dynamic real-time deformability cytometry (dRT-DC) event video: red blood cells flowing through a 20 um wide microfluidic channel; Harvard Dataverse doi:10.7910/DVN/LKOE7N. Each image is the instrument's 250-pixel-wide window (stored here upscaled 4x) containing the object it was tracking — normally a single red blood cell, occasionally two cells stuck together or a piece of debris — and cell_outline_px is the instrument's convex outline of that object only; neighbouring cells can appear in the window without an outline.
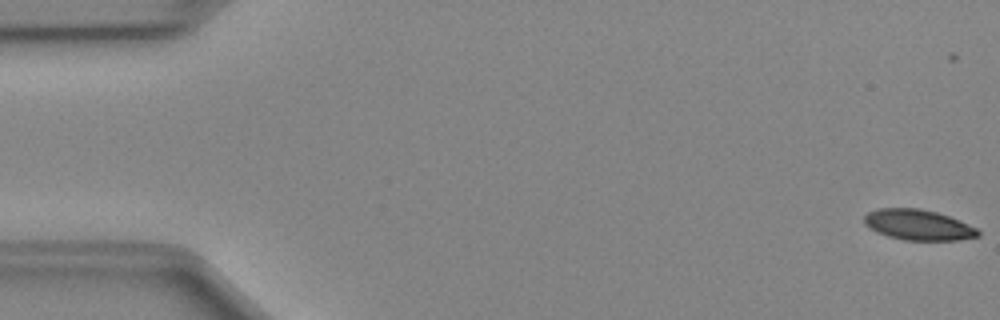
{"species": "Egyptian fruit bat (a non-hibernating species)", "species_latin": "Rousettus aegyptiacus", "temperature_condition": "cold", "stored_images_in_passage": 51, "camera_frame_rate_fps": 3000, "um_per_image_px": 0.085, "animal": {"sex": "female"}, "frame": {"image": 1, "passage_image": 1, "time_ms": 0.0, "image_size_px": [1000, 320], "cell_outline_px": [[980, 236], [960, 240], [904, 240], [888, 236], [876, 232], [868, 228], [864, 224], [864, 216], [868, 212], [876, 208], [920, 208], [936, 212], [960, 220], [976, 228], [980, 232]], "centroid_in_image_um": [78.03, 19.11], "position_along_channel_um": 7.0, "area_um2": 20.4}}
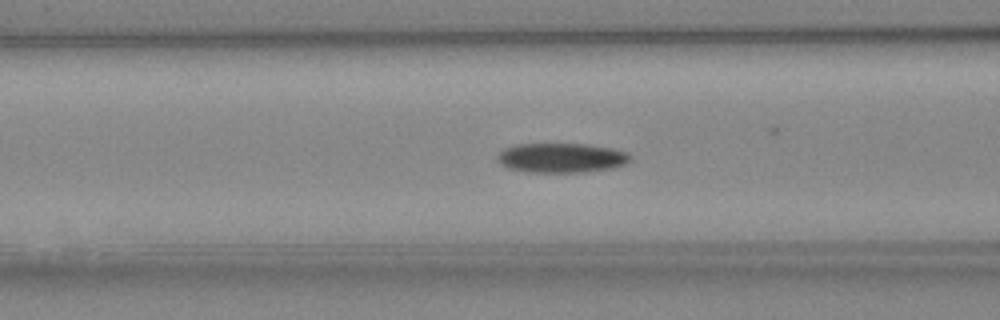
{"frame": {"image": 2, "passage_image": 20, "time_ms": 6.333, "image_size_px": [1000, 320], "cell_outline_px": [[632, 160], [628, 164], [612, 168], [588, 172], [524, 172], [508, 168], [500, 164], [496, 160], [496, 156], [504, 148], [516, 144], [588, 144], [612, 148], [628, 152], [632, 156]], "centroid_in_image_um": [47.75, 13.42], "position_along_channel_um": 118.9, "area_um2": 23.35}}
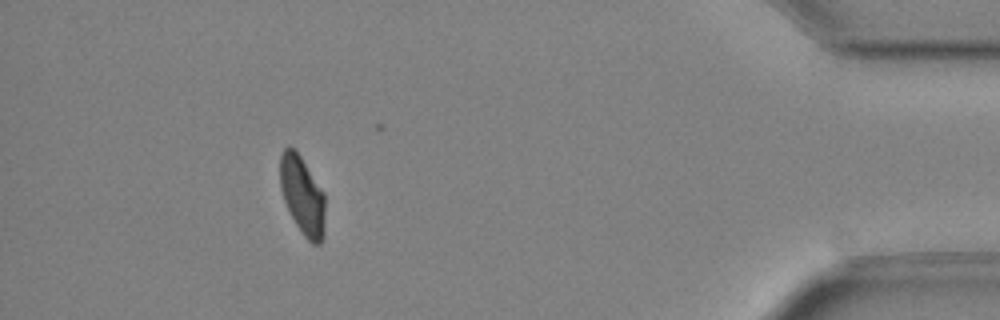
{"frame": {"image": 3, "passage_image": 46, "time_ms": 15.0, "image_size_px": [1000, 320], "cell_outline_px": [[324, 240], [320, 244], [312, 244], [304, 236], [296, 224], [284, 200], [280, 188], [280, 156], [284, 148], [288, 144], [300, 156], [324, 192]], "centroid_in_image_um": [25.71, 16.63], "position_along_channel_um": 409.5, "area_um2": 20.46}, "authors_computed_cell_mechanics": {"area_um2": 22.0218, "velocity_mm_per_s": 4.0186, "shape_relaxation_time_tau1_ms": 9.0567, "shape_relaxation_time_tau2_ms": null, "deformation_change_tau1": 0.1863, "deformation_change_tau2": null}}